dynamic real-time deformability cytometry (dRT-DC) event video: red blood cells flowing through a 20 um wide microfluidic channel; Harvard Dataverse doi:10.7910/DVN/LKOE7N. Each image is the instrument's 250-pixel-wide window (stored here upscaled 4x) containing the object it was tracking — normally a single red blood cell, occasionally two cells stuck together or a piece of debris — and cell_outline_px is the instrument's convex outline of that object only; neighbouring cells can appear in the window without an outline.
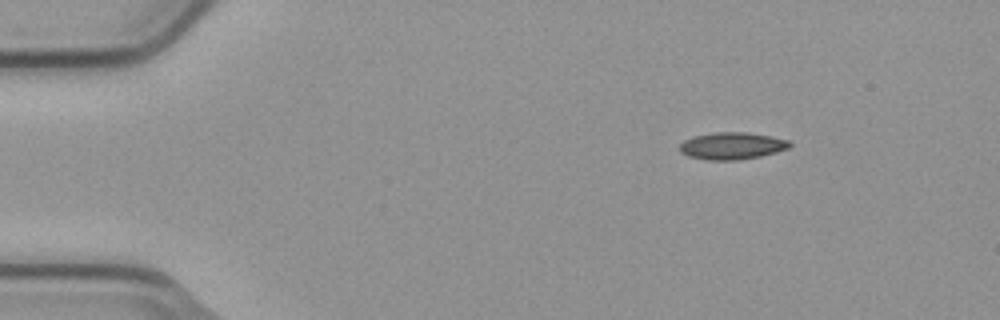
{"species": "common noctule bat (a hibernating species)", "species_latin": "Nyctalus noctula", "temperature_condition": "cold", "stored_images_in_passage": 5, "camera_frame_rate_fps": 3000, "um_per_image_px": 0.085, "animal": {"sex": "male", "body_mass_g": 23.1, "forearm_length_mm": 52.7}, "frame": {"image": 1, "passage_image": 1, "time_ms": 0.0, "image_size_px": [1000, 320], "cell_outline_px": [[792, 144], [788, 148], [776, 152], [760, 156], [736, 160], [708, 160], [688, 156], [680, 152], [680, 144], [684, 140], [696, 136], [712, 132], [748, 132], [772, 136], [788, 140]], "centroid_in_image_um": [62.22, 12.39], "position_along_channel_um": 22.8, "area_um2": 17.34}}
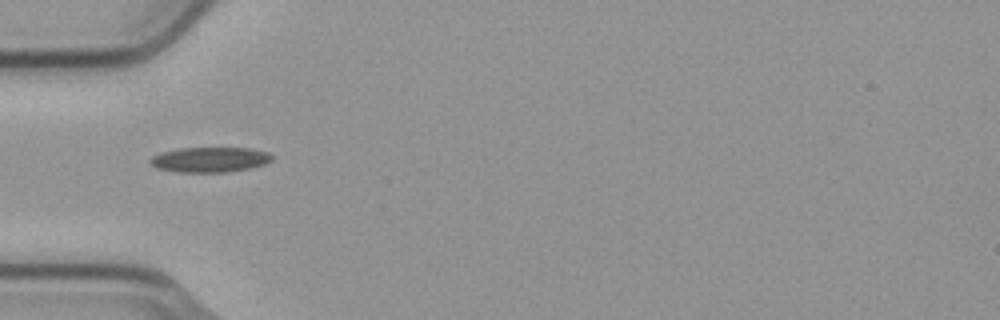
{"frame": {"image": 2, "passage_image": 4, "time_ms": 1.0, "image_size_px": [1000, 320], "cell_outline_px": [[272, 160], [264, 164], [248, 168], [228, 172], [180, 172], [156, 168], [148, 164], [148, 160], [152, 156], [160, 152], [180, 148], [252, 148], [268, 152], [272, 156]], "centroid_in_image_um": [17.79, 13.56], "position_along_channel_um": 67.2, "area_um2": 17.92}}
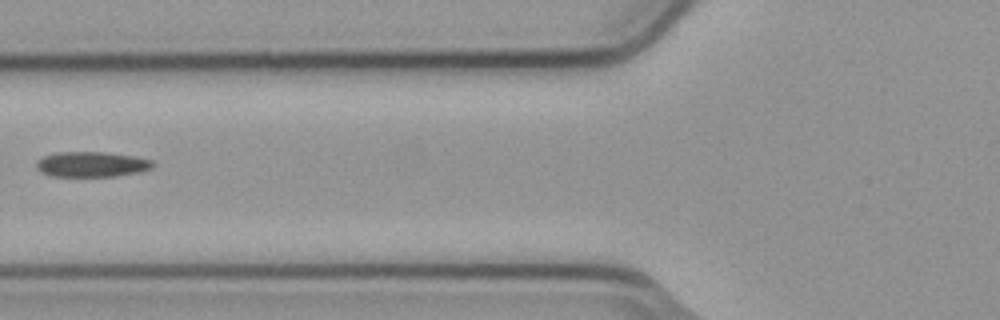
{"frame": {"image": 3, "passage_image": 5, "time_ms": 1.333, "image_size_px": [1000, 320], "cell_outline_px": [[152, 168], [140, 172], [116, 176], [52, 176], [40, 172], [36, 168], [36, 160], [44, 156], [56, 152], [104, 152], [136, 156], [152, 160]], "centroid_in_image_um": [7.77, 13.96], "position_along_channel_um": 118.0, "area_um2": 17.22}}